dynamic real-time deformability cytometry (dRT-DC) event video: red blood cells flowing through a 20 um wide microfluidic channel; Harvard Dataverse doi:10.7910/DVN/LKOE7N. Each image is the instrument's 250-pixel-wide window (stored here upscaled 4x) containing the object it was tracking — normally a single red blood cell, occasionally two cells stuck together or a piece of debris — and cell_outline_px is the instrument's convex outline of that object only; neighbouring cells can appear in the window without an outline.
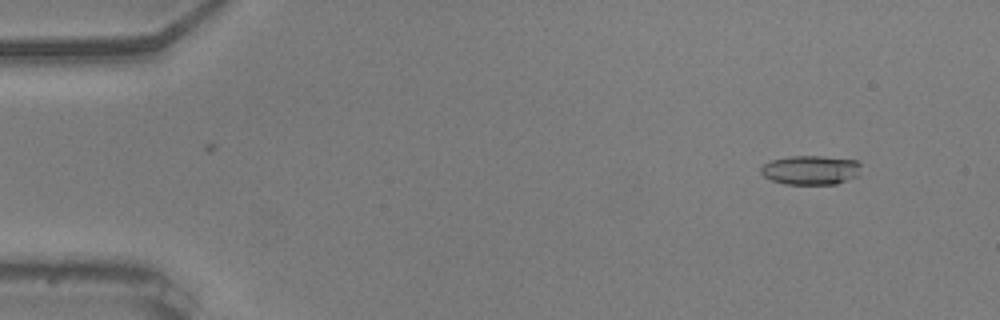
{"species": "common noctule bat (a hibernating species)", "species_latin": "Nyctalus noctula", "temperature_condition": "warm", "stored_images_in_passage": 52, "camera_frame_rate_fps": 3000, "um_per_image_px": 0.085, "animal": {"sex": "male", "body_mass_g": 20.5, "forearm_length_mm": 52.5}, "frame": {"image": 1, "passage_image": 2, "time_ms": 0.333, "image_size_px": [1000, 320], "cell_outline_px": [[860, 176], [836, 184], [784, 184], [772, 180], [764, 176], [760, 172], [760, 168], [764, 164], [772, 160], [792, 156], [820, 156], [856, 160], [860, 164]], "centroid_in_image_um": [68.93, 14.46], "position_along_channel_um": 16.1, "area_um2": 17.11}}
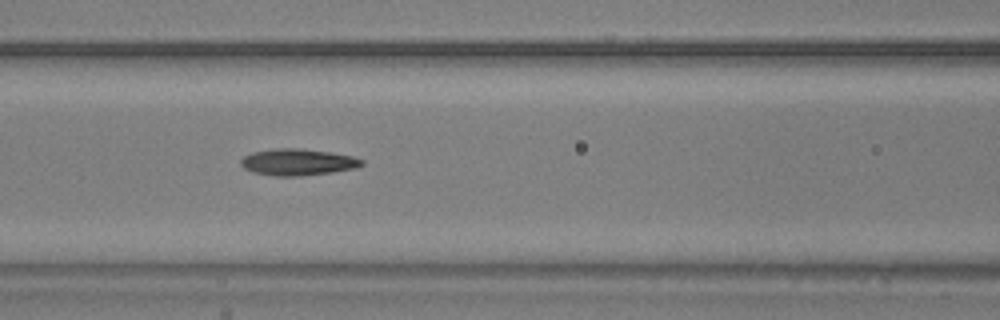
{"frame": {"image": 2, "passage_image": 21, "time_ms": 6.667, "image_size_px": [1000, 320], "cell_outline_px": [[364, 164], [356, 168], [332, 172], [300, 176], [276, 176], [256, 172], [244, 168], [240, 164], [240, 160], [244, 156], [252, 152], [276, 148], [300, 148], [332, 152], [352, 156], [364, 160]], "centroid_in_image_um": [25.33, 13.77], "position_along_channel_um": 141.3, "area_um2": 18.73}}
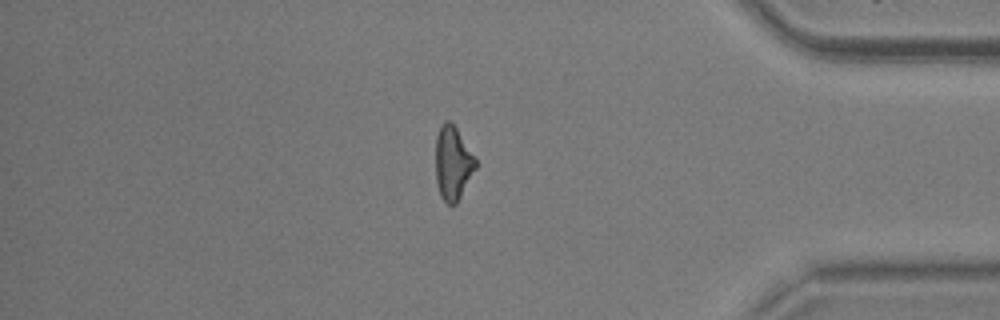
{"frame": {"image": 3, "passage_image": 44, "time_ms": 14.333, "image_size_px": [1000, 320], "cell_outline_px": [[476, 168], [456, 204], [448, 204], [440, 196], [436, 184], [436, 136], [440, 124], [444, 120], [452, 120], [476, 160]], "centroid_in_image_um": [38.47, 13.83], "position_along_channel_um": 396.7, "area_um2": 17.22}, "authors_computed_cell_mechanics": {"area_um2": 17.6868, "velocity_mm_per_s": 3.7014, "shape_relaxation_time_tau1_ms": 3.8841, "shape_relaxation_time_tau2_ms": 3.2078, "deformation_change_tau1": 0.1535, "deformation_change_tau2": 0.116}}